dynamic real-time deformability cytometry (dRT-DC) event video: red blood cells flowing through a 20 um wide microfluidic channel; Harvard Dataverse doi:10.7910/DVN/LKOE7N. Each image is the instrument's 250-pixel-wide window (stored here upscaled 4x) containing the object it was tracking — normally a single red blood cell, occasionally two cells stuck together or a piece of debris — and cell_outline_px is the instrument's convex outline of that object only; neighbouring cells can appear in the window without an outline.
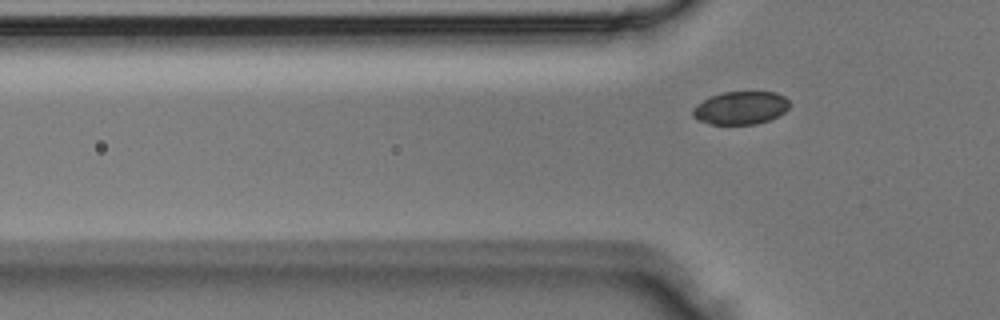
{"species": "Egyptian fruit bat (a non-hibernating species)", "species_latin": "Rousettus aegyptiacus", "temperature_condition": "room temperature", "stored_images_in_passage": 2, "camera_frame_rate_fps": 3000, "um_per_image_px": 0.085, "animal": {"sex": "male"}, "frame": {"image": 1, "passage_image": 2, "time_ms": 0.333, "image_size_px": [1000, 320], "cell_outline_px": [[788, 108], [784, 112], [768, 120], [756, 124], [712, 124], [700, 120], [692, 116], [692, 108], [696, 104], [708, 96], [724, 92], [776, 92], [784, 96], [788, 100]], "centroid_in_image_um": [62.92, 9.16], "position_along_channel_um": 62.9, "area_um2": 18.55}}